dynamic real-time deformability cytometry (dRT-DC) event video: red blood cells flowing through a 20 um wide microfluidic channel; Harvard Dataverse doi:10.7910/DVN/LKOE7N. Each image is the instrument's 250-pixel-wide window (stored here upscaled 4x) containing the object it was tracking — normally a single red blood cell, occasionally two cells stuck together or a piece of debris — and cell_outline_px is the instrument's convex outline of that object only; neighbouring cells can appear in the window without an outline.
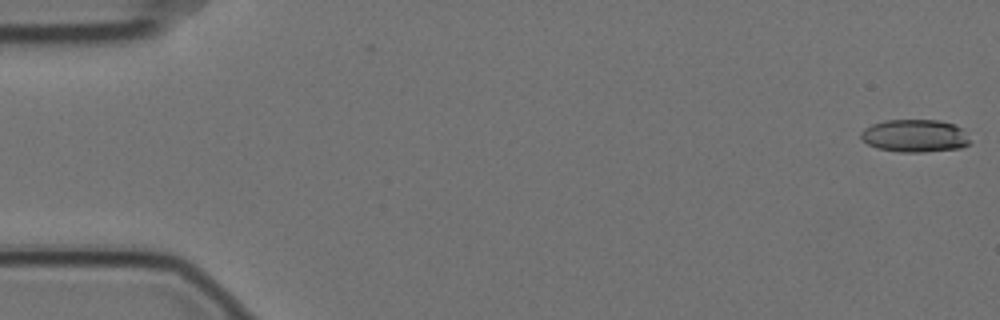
{"species": "Egyptian fruit bat (a non-hibernating species)", "species_latin": "Rousettus aegyptiacus", "temperature_condition": "cold", "stored_images_in_passage": 58, "camera_frame_rate_fps": 3000, "um_per_image_px": 0.085, "animal": {"sex": "female"}, "frame": {"image": 1, "passage_image": 1, "time_ms": 0.0, "image_size_px": [1000, 320], "cell_outline_px": [[972, 140], [968, 144], [960, 148], [924, 152], [900, 152], [876, 148], [868, 144], [860, 136], [860, 132], [864, 128], [872, 124], [884, 120], [940, 120], [956, 124], [964, 128]], "centroid_in_image_um": [77.81, 11.53], "position_along_channel_um": 7.2, "area_um2": 21.15}}
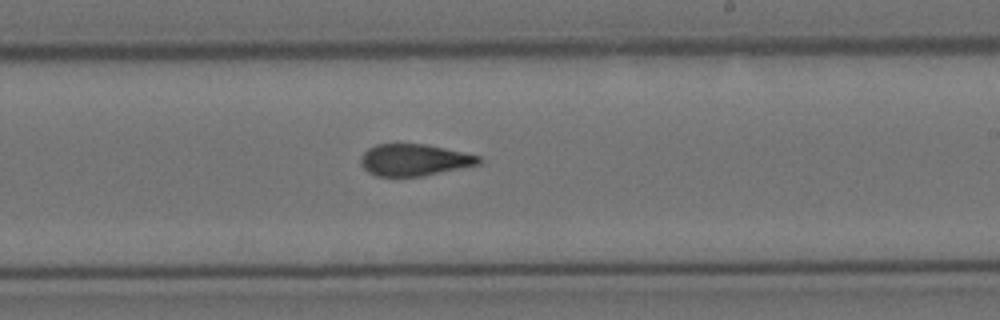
{"frame": {"image": 2, "passage_image": 34, "time_ms": 11.0, "image_size_px": [1000, 320], "cell_outline_px": [[480, 164], [424, 176], [376, 176], [368, 172], [360, 164], [360, 156], [368, 148], [376, 144], [424, 144], [444, 148], [480, 156]], "centroid_in_image_um": [35.17, 13.6], "position_along_channel_um": 253.8, "area_um2": 21.79}}
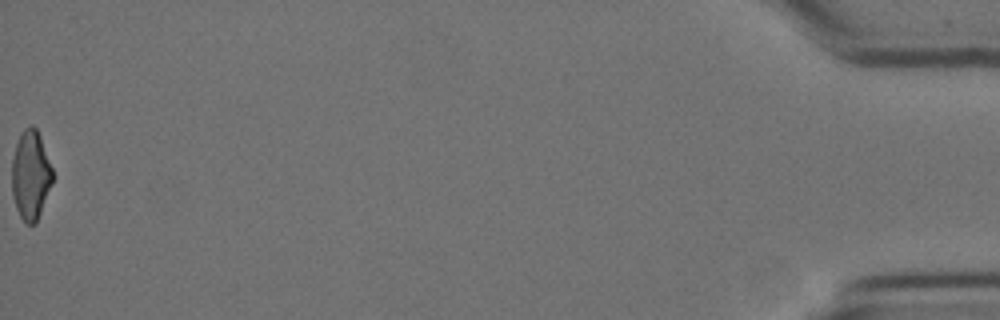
{"frame": {"image": 3, "passage_image": 58, "time_ms": 19.0, "image_size_px": [1000, 320], "cell_outline_px": [[52, 184], [36, 224], [24, 224], [16, 208], [12, 196], [12, 160], [16, 144], [20, 132], [24, 128], [32, 124], [36, 128], [40, 136], [52, 168]], "centroid_in_image_um": [2.59, 14.9], "position_along_channel_um": 432.6, "area_um2": 21.27}, "authors_computed_cell_mechanics": {"area_um2": 22.1374, "velocity_mm_per_s": 3.5222, "shape_relaxation_time_tau1_ms": 8.1973, "shape_relaxation_time_tau2_ms": 2.6976, "deformation_change_tau1": 0.2078, "deformation_change_tau2": 0.1014}}